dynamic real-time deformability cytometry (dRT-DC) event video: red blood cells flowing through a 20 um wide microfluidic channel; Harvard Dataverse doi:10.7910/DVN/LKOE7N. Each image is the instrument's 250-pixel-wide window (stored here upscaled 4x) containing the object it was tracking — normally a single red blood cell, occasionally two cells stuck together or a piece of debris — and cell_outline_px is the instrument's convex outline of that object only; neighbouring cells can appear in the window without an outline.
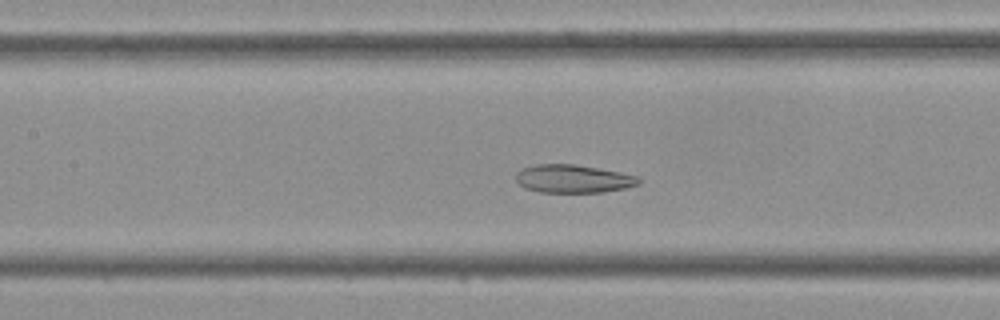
{"species": "Egyptian fruit bat (a non-hibernating species)", "species_latin": "Rousettus aegyptiacus", "temperature_condition": "cold", "stored_images_in_passage": 31, "camera_frame_rate_fps": 3000, "um_per_image_px": 0.085, "frame": {"image": 1, "passage_image": 7, "time_ms": 2.0, "image_size_px": [1000, 320], "cell_outline_px": [[640, 184], [624, 188], [604, 192], [540, 192], [524, 188], [516, 180], [516, 172], [524, 168], [536, 164], [576, 164], [620, 172], [636, 176], [640, 180]], "centroid_in_image_um": [48.71, 15.19], "position_along_channel_um": 158.7, "area_um2": 20.06}}
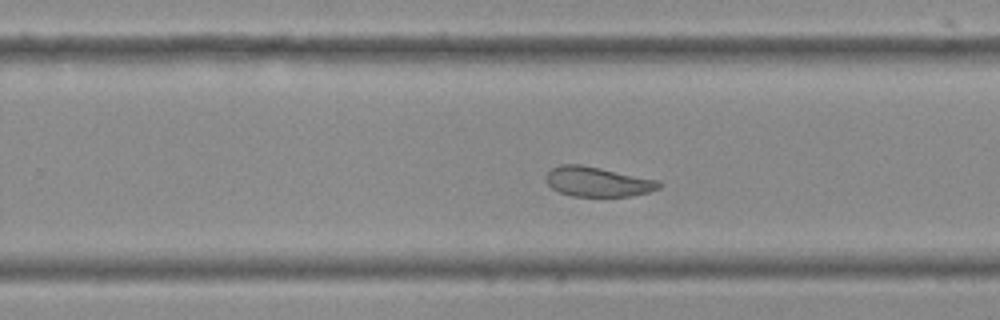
{"frame": {"image": 2, "passage_image": 15, "time_ms": 4.667, "image_size_px": [1000, 320], "cell_outline_px": [[660, 188], [648, 192], [628, 196], [572, 196], [560, 192], [552, 188], [544, 180], [544, 176], [552, 168], [560, 164], [580, 164], [660, 180]], "centroid_in_image_um": [50.77, 15.44], "position_along_channel_um": 279.0, "area_um2": 19.59}}
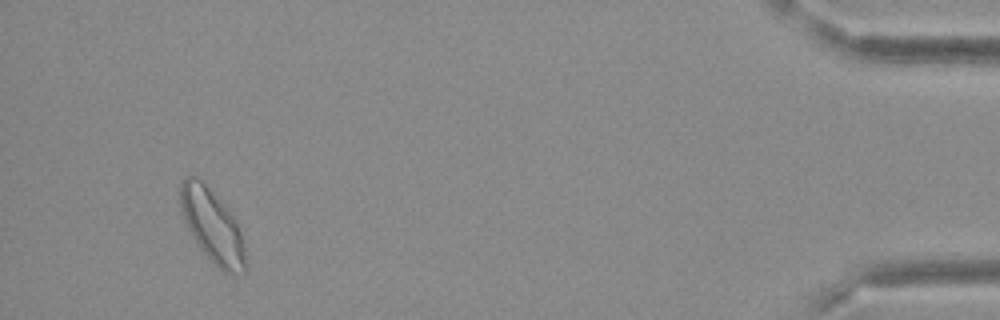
{"frame": {"image": 3, "passage_image": 29, "time_ms": 9.333, "image_size_px": [1000, 320], "cell_outline_px": [[248, 272], [224, 272], [200, 248], [188, 228], [184, 220], [180, 204], [180, 184], [184, 176], [200, 176], [228, 208], [240, 232], [244, 244], [248, 268]], "centroid_in_image_um": [18.05, 19.14], "position_along_channel_um": 417.2, "area_um2": 27.74}}